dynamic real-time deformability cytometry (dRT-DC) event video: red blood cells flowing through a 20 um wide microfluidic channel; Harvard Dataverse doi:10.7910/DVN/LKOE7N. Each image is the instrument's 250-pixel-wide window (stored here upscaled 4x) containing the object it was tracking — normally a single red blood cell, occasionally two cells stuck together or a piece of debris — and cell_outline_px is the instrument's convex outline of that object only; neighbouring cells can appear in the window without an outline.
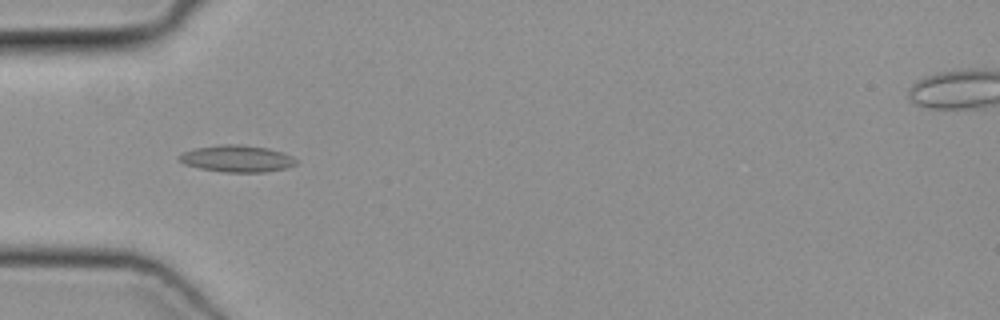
{"species": "common noctule bat (a hibernating species)", "species_latin": "Nyctalus noctula", "temperature_condition": "cold", "stored_images_in_passage": 38, "camera_frame_rate_fps": 3000, "um_per_image_px": 0.085, "animal": {"sex": "female", "body_mass_g": 19.3, "forearm_length_mm": 54.1}, "frame": {"image": 1, "passage_image": 4, "time_ms": 1.0, "image_size_px": [1000, 320], "cell_outline_px": [[296, 164], [288, 168], [264, 172], [224, 172], [200, 168], [184, 164], [176, 156], [184, 152], [196, 148], [224, 144], [236, 144], [268, 148], [292, 156], [296, 160]], "centroid_in_image_um": [20.14, 13.49], "position_along_channel_um": 64.9, "area_um2": 18.09}}
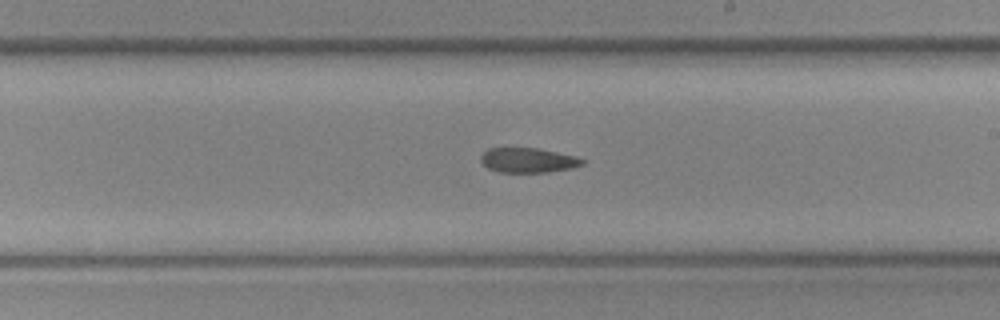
{"frame": {"image": 2, "passage_image": 17, "time_ms": 5.333, "image_size_px": [1000, 320], "cell_outline_px": [[584, 164], [572, 168], [548, 172], [500, 172], [488, 168], [480, 160], [480, 156], [488, 148], [540, 148], [576, 156], [584, 160]], "centroid_in_image_um": [44.9, 13.61], "position_along_channel_um": 244.1, "area_um2": 14.68}}
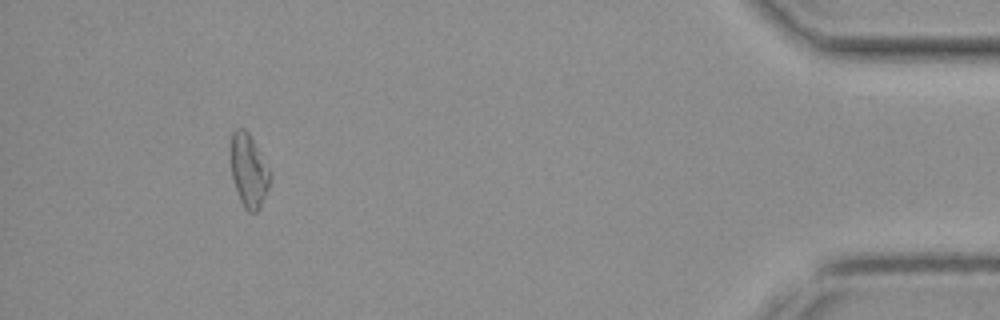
{"frame": {"image": 3, "passage_image": 34, "time_ms": 11.0, "image_size_px": [1000, 320], "cell_outline_px": [[272, 176], [268, 188], [260, 208], [256, 212], [248, 212], [244, 208], [240, 200], [232, 176], [232, 132], [236, 128], [244, 128], [248, 132], [272, 172]], "centroid_in_image_um": [21.18, 14.52], "position_along_channel_um": 414.0, "area_um2": 16.59}}